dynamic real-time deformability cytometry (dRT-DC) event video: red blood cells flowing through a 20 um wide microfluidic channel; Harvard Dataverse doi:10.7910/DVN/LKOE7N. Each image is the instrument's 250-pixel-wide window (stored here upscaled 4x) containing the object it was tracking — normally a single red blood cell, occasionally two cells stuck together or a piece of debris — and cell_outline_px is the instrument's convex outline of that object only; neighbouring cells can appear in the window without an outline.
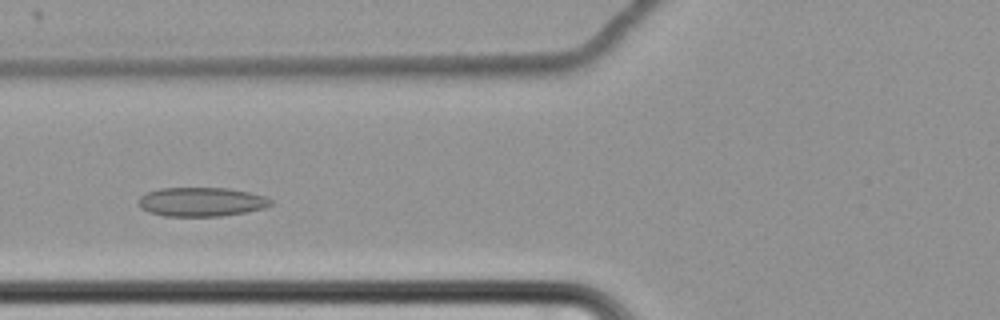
{"species": "common noctule bat (a hibernating species)", "species_latin": "Nyctalus noctula", "temperature_condition": "cold", "stored_images_in_passage": 56, "camera_frame_rate_fps": 3000, "um_per_image_px": 0.085, "animal": {"sex": "female", "body_mass_g": 22.7, "forearm_length_mm": 54.2}, "frame": {"image": 1, "passage_image": 20, "time_ms": 6.333, "image_size_px": [1000, 320], "cell_outline_px": [[272, 204], [264, 208], [244, 212], [220, 216], [164, 216], [148, 212], [140, 208], [136, 204], [140, 196], [148, 192], [160, 188], [228, 188], [248, 192], [264, 196], [272, 200]], "centroid_in_image_um": [17.07, 17.16], "position_along_channel_um": 108.7, "area_um2": 22.43}}
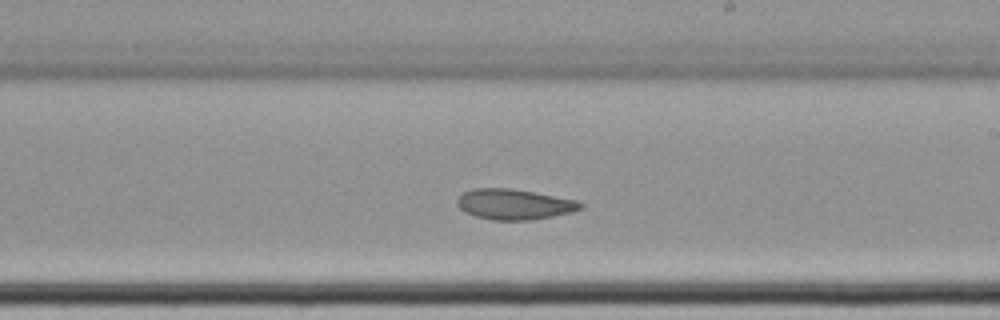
{"frame": {"image": 2, "passage_image": 32, "time_ms": 10.333, "image_size_px": [1000, 320], "cell_outline_px": [[584, 208], [572, 212], [532, 220], [492, 220], [476, 216], [464, 212], [456, 204], [456, 200], [464, 192], [472, 188], [512, 188], [576, 200], [584, 204]], "centroid_in_image_um": [43.7, 17.36], "position_along_channel_um": 245.3, "area_um2": 21.96}}
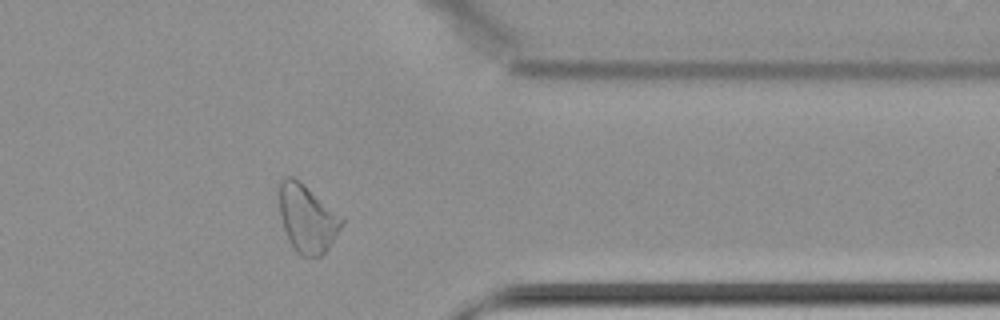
{"frame": {"image": 3, "passage_image": 45, "time_ms": 14.667, "image_size_px": [1000, 320], "cell_outline_px": [[344, 224], [328, 248], [320, 256], [304, 256], [296, 252], [284, 228], [280, 216], [276, 188], [284, 176], [292, 176], [300, 180], [344, 216]], "centroid_in_image_um": [26.11, 18.49], "position_along_channel_um": 385.3, "area_um2": 25.26}, "authors_computed_cell_mechanics": {"area_um2": 24.3627, "velocity_mm_per_s": 3.4191, "shape_relaxation_time_tau1_ms": null, "shape_relaxation_time_tau2_ms": 5.836, "deformation_change_tau1": null, "deformation_change_tau2": 0.1079}}